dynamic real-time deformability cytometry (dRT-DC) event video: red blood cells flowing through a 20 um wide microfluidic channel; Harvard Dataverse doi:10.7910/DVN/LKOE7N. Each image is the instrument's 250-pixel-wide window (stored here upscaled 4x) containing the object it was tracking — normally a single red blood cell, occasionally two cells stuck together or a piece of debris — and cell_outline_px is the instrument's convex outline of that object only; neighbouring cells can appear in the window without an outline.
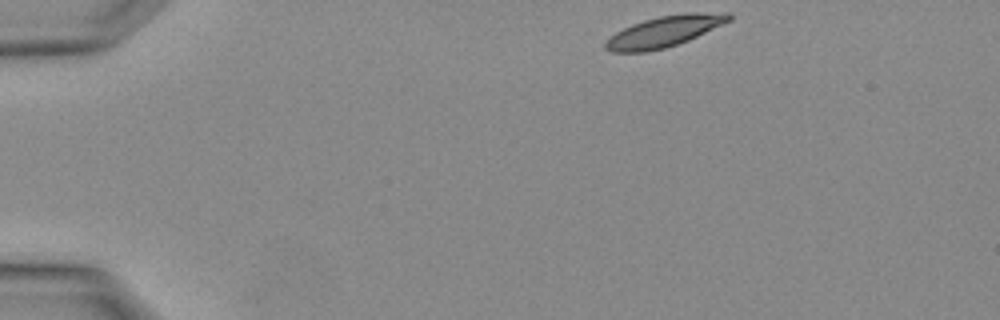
{"species": "Egyptian fruit bat (a non-hibernating species)", "species_latin": "Rousettus aegyptiacus", "temperature_condition": "warm", "stored_images_in_passage": 4, "segment_of_instrument_passage": [2, 2], "camera_frame_rate_fps": 3000, "um_per_image_px": 0.085, "animal": {"sex": "female"}, "frame": {"image": 1, "passage_image": 4, "time_ms": 1.0, "image_size_px": [1000, 320], "cell_outline_px": [[732, 20], [688, 40], [664, 48], [644, 52], [612, 52], [604, 48], [604, 44], [616, 32], [632, 24], [644, 20], [660, 16], [684, 12], [728, 12], [732, 16]], "centroid_in_image_um": [56.5, 2.65], "position_along_channel_um": 28.5, "area_um2": 22.14}}